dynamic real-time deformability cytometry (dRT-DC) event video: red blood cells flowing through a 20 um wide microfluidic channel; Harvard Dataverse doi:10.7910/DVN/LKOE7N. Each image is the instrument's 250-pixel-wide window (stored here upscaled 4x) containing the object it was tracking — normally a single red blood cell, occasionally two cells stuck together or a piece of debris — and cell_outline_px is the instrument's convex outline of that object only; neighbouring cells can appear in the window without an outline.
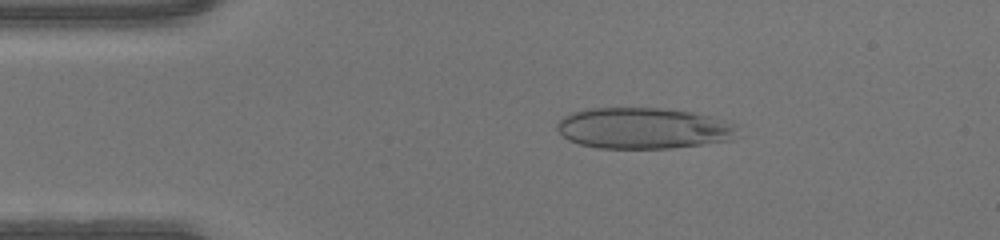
{"species": "human", "species_latin": "Homo sapiens", "temperature_condition": "warm", "stored_images_in_passage": 46, "camera_frame_rate_fps": 3000, "um_per_image_px": 0.085, "donor": {"sex": "male"}, "frame": {"image": 1, "passage_image": 8, "time_ms": 2.333, "image_size_px": [1000, 240], "cell_outline_px": [[744, 136], [732, 140], [672, 148], [600, 148], [580, 144], [568, 140], [556, 128], [556, 124], [564, 116], [572, 112], [592, 108], [660, 108], [692, 112], [712, 116], [740, 124]], "centroid_in_image_um": [54.84, 10.9], "position_along_channel_um": 30.2, "area_um2": 43.99}}
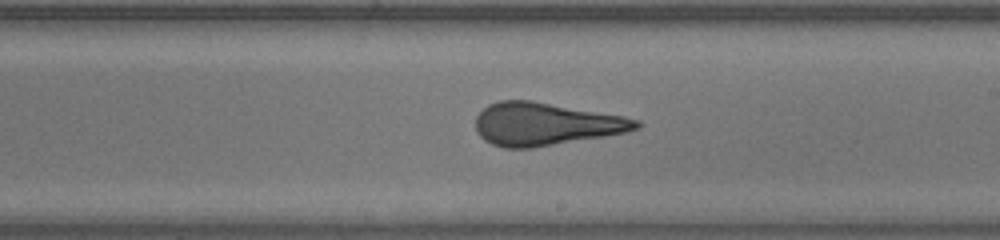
{"frame": {"image": 2, "passage_image": 26, "time_ms": 8.333, "image_size_px": [1000, 240], "cell_outline_px": [[644, 124], [640, 128], [624, 132], [604, 136], [532, 148], [504, 148], [492, 144], [484, 140], [476, 132], [476, 116], [488, 104], [500, 100], [532, 100], [624, 116], [640, 120]], "centroid_in_image_um": [46.37, 10.54], "position_along_channel_um": 242.6, "area_um2": 40.11}}
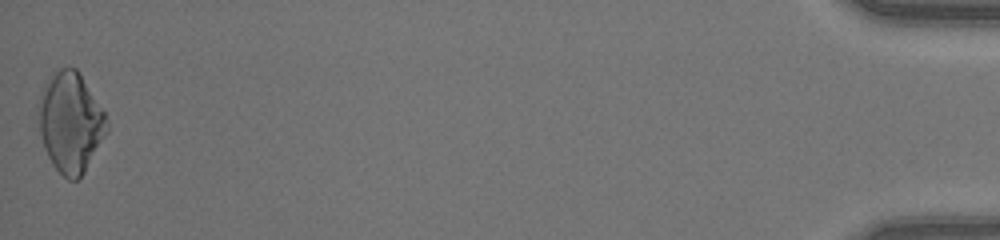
{"frame": {"image": 3, "passage_image": 46, "time_ms": 15.0, "image_size_px": [1000, 240], "cell_outline_px": [[108, 132], [84, 172], [76, 180], [68, 180], [52, 164], [44, 148], [40, 132], [40, 96], [48, 80], [60, 68], [76, 68], [80, 72], [104, 112], [108, 124]], "centroid_in_image_um": [6.03, 10.42], "position_along_channel_um": 429.2, "area_um2": 39.13}}